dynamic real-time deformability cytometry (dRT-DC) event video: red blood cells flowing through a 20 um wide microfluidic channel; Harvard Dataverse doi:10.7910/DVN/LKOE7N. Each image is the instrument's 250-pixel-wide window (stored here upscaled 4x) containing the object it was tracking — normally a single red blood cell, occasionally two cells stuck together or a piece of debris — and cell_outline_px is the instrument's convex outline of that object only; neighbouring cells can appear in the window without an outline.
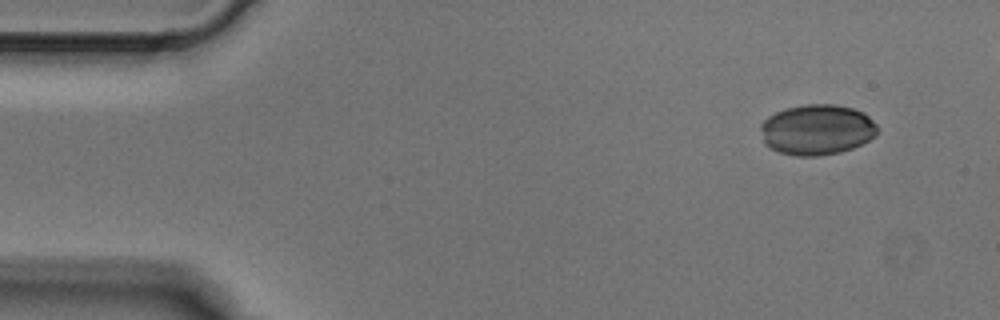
{"species": "Egyptian fruit bat (a non-hibernating species)", "species_latin": "Rousettus aegyptiacus", "temperature_condition": "cold", "stored_images_in_passage": 4, "camera_frame_rate_fps": 3000, "um_per_image_px": 0.085, "animal": {"sex": "male"}, "frame": {"image": 1, "passage_image": 1, "time_ms": 0.0, "image_size_px": [1000, 320], "cell_outline_px": [[876, 136], [852, 148], [840, 152], [816, 156], [796, 156], [780, 152], [768, 148], [764, 144], [760, 128], [760, 124], [768, 116], [776, 112], [788, 108], [804, 104], [836, 104], [852, 108], [864, 112], [876, 124]], "centroid_in_image_um": [69.41, 11.02], "position_along_channel_um": 15.6, "area_um2": 34.45}}